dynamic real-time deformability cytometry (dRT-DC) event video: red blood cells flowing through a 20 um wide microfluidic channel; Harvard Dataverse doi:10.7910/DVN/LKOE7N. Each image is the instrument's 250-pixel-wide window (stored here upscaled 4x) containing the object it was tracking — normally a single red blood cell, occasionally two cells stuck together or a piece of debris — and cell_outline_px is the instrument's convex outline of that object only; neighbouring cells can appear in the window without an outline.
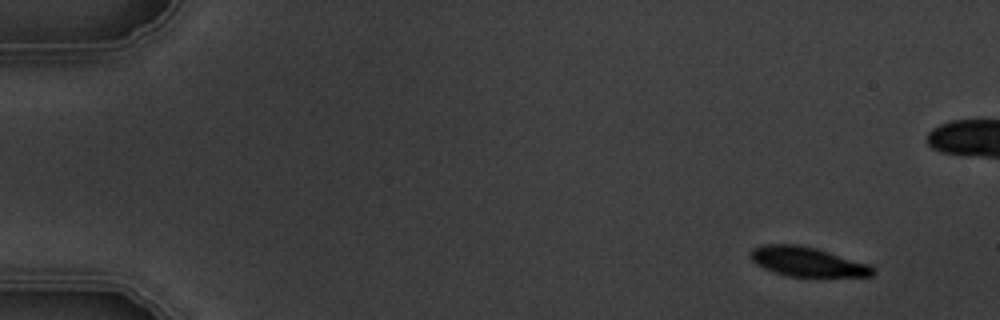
{"species": "common noctule bat (a hibernating species)", "species_latin": "Nyctalus noctula", "temperature_condition": "warm", "stored_images_in_passage": 4, "camera_frame_rate_fps": 3000, "um_per_image_px": 0.085, "animal": {"sex": "male", "body_mass_g": 19.5, "forearm_length_mm": 54.6}, "frame": {"image": 1, "passage_image": 1, "time_ms": 0.0, "image_size_px": [1000, 320], "cell_outline_px": [[876, 272], [872, 276], [788, 276], [764, 268], [756, 264], [752, 260], [752, 248], [760, 244], [800, 244], [816, 248], [868, 264], [876, 268]], "centroid_in_image_um": [68.63, 22.23], "position_along_channel_um": 16.4, "area_um2": 20.81}}